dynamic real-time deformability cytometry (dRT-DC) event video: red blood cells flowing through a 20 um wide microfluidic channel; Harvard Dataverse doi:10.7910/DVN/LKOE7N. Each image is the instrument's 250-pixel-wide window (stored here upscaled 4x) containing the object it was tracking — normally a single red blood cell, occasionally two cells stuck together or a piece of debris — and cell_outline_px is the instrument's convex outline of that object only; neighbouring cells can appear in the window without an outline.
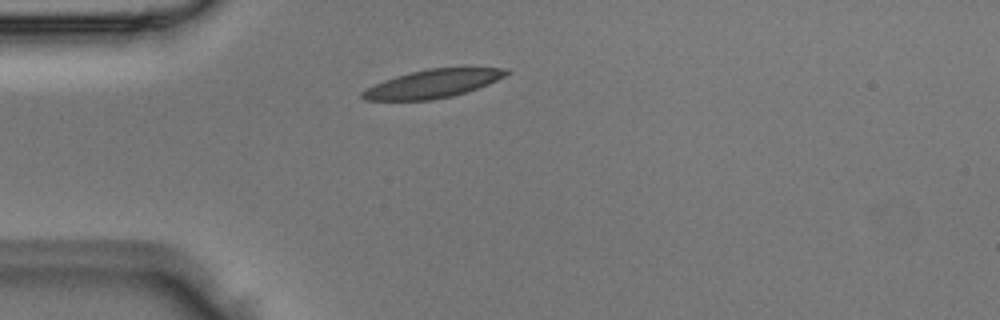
{"species": "Egyptian fruit bat (a non-hibernating species)", "species_latin": "Rousettus aegyptiacus", "temperature_condition": "room temperature", "stored_images_in_passage": 2, "camera_frame_rate_fps": 3000, "um_per_image_px": 0.085, "animal": {"sex": "male"}, "frame": {"image": 1, "passage_image": 1, "time_ms": 0.0, "image_size_px": [1000, 320], "cell_outline_px": [[512, 72], [488, 84], [452, 96], [432, 100], [364, 100], [360, 96], [360, 92], [384, 80], [396, 76], [428, 68], [508, 68]], "centroid_in_image_um": [36.78, 7.12], "position_along_channel_um": 48.2, "area_um2": 23.41}}